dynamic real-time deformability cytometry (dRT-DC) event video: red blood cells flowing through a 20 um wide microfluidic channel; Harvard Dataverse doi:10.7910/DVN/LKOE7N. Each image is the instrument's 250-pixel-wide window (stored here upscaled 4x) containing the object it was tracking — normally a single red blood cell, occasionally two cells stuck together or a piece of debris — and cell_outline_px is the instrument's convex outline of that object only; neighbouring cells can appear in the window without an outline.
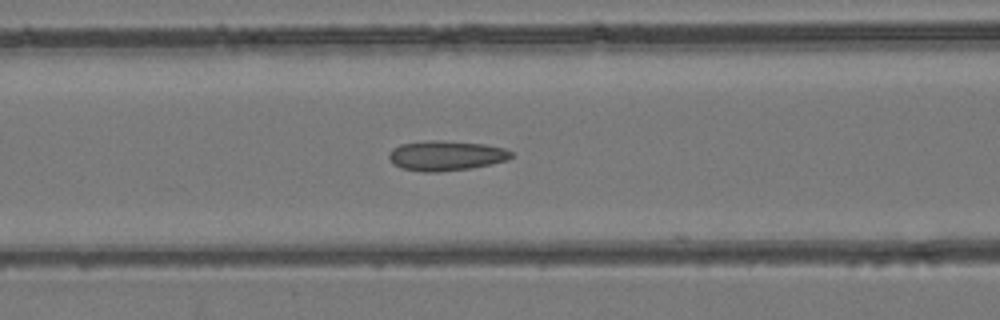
{"species": "common noctule bat (a hibernating species)", "species_latin": "Nyctalus noctula", "temperature_condition": "room temperature", "stored_images_in_passage": 50, "camera_frame_rate_fps": 3000, "um_per_image_px": 0.085, "animal": {"sex": "female", "body_mass_g": 24.6, "forearm_length_mm": 56.2}, "frame": {"image": 1, "passage_image": 21, "time_ms": 6.667, "image_size_px": [1000, 320], "cell_outline_px": [[512, 156], [508, 160], [472, 168], [436, 172], [424, 172], [400, 168], [392, 164], [388, 156], [392, 148], [400, 144], [428, 140], [440, 140], [484, 144], [504, 148], [512, 152]], "centroid_in_image_um": [37.88, 13.23], "position_along_channel_um": 128.7, "area_um2": 21.44}}
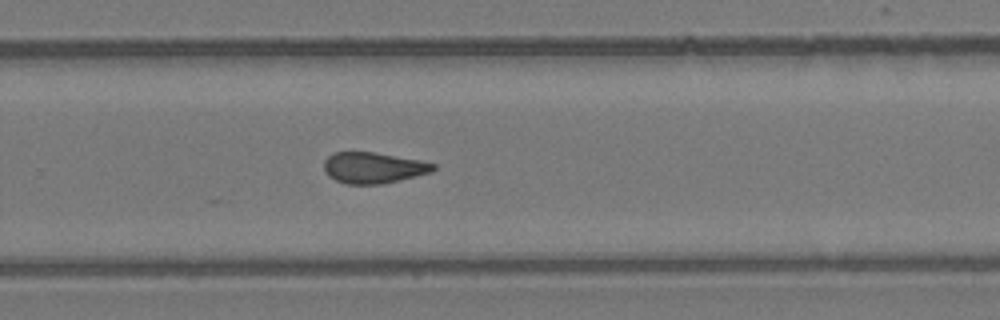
{"frame": {"image": 2, "passage_image": 33, "time_ms": 10.667, "image_size_px": [1000, 320], "cell_outline_px": [[436, 168], [432, 172], [384, 184], [348, 184], [336, 180], [328, 176], [324, 168], [324, 160], [332, 152], [372, 152], [420, 160], [436, 164]], "centroid_in_image_um": [31.74, 14.26], "position_along_channel_um": 298.1, "area_um2": 19.77}}
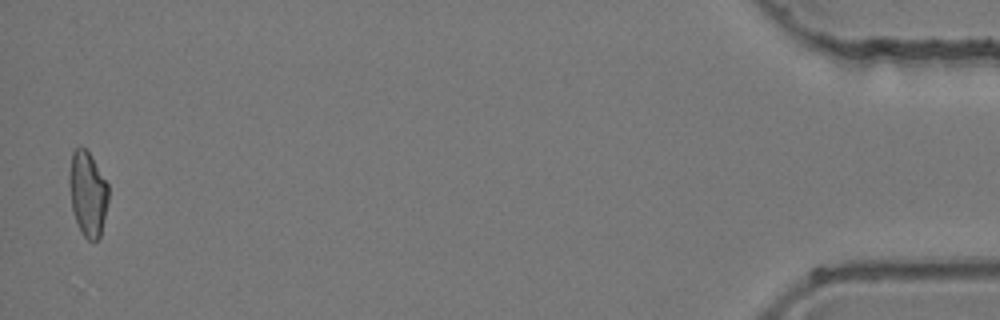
{"frame": {"image": 3, "passage_image": 49, "time_ms": 16.0, "image_size_px": [1000, 320], "cell_outline_px": [[108, 200], [100, 236], [96, 240], [88, 240], [84, 236], [76, 220], [72, 208], [68, 184], [68, 176], [72, 152], [80, 144], [88, 152], [108, 184]], "centroid_in_image_um": [7.43, 16.43], "position_along_channel_um": 427.8, "area_um2": 19.13}}